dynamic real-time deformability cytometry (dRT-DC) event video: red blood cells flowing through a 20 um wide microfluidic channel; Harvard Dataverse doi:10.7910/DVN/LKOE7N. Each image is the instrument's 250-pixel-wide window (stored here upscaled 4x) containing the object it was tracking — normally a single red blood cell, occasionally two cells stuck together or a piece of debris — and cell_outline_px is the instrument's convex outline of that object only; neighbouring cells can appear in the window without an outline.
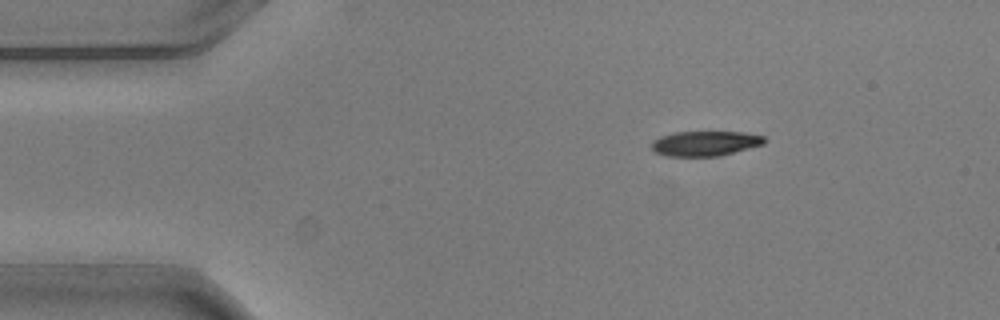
{"species": "common noctule bat (a hibernating species)", "species_latin": "Nyctalus noctula", "temperature_condition": "warm", "stored_images_in_passage": 3, "camera_frame_rate_fps": 3000, "um_per_image_px": 0.085, "animal": {"sex": "male", "body_mass_g": 20.5, "forearm_length_mm": 52.5}, "frame": {"image": 1, "passage_image": 1, "time_ms": 0.0, "image_size_px": [1000, 320], "cell_outline_px": [[768, 140], [764, 144], [720, 156], [664, 156], [656, 152], [652, 148], [652, 140], [660, 136], [676, 132], [744, 132], [764, 136]], "centroid_in_image_um": [59.96, 12.19], "position_along_channel_um": 25.0, "area_um2": 16.47}}